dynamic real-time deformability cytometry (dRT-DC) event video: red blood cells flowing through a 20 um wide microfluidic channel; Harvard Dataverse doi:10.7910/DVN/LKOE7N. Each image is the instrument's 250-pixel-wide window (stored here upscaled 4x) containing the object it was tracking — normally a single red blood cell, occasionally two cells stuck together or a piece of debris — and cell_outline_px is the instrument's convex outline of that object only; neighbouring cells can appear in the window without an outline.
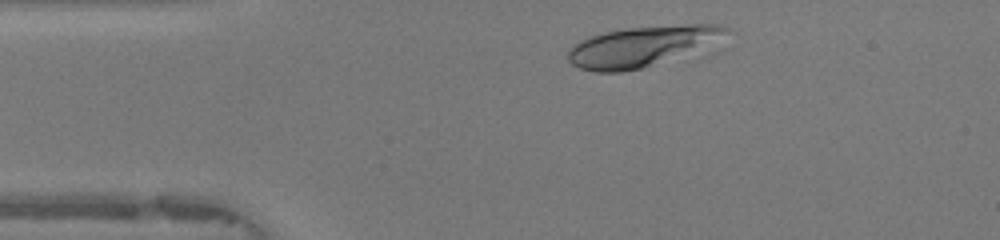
{"species": "human", "species_latin": "Homo sapiens", "temperature_condition": "warm", "stored_images_in_passage": 33, "camera_frame_rate_fps": 3000, "um_per_image_px": 0.085, "donor": {"sex": "female"}, "frame": {"image": 1, "passage_image": 3, "time_ms": 0.667, "image_size_px": [1000, 240], "cell_outline_px": [[728, 28], [724, 48], [712, 52], [644, 68], [620, 72], [596, 72], [580, 68], [572, 64], [568, 60], [568, 48], [572, 44], [588, 36], [604, 32], [628, 28], [688, 24], [716, 24]], "centroid_in_image_um": [54.85, 3.97], "position_along_channel_um": 30.1, "area_um2": 39.77}}
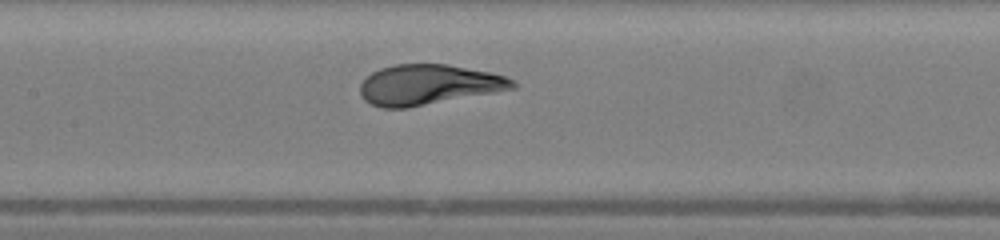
{"frame": {"image": 2, "passage_image": 16, "time_ms": 5.0, "image_size_px": [1000, 240], "cell_outline_px": [[516, 88], [408, 108], [380, 108], [364, 100], [360, 92], [360, 84], [372, 72], [380, 68], [396, 64], [448, 64], [492, 72], [504, 76], [512, 80], [516, 84]], "centroid_in_image_um": [36.41, 7.2], "position_along_channel_um": 171.0, "area_um2": 35.72}}
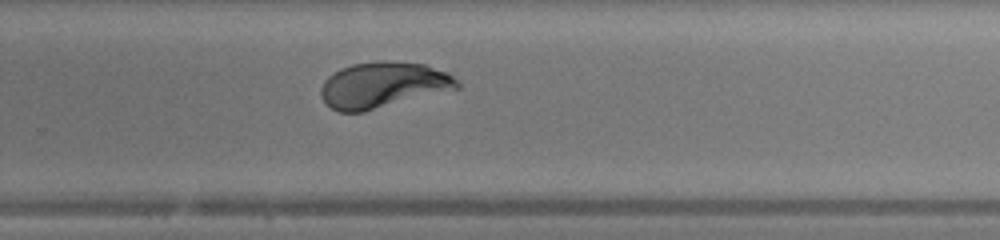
{"frame": {"image": 3, "passage_image": 25, "time_ms": 8.0, "image_size_px": [1000, 240], "cell_outline_px": [[460, 88], [364, 112], [340, 112], [332, 108], [320, 96], [320, 88], [324, 80], [328, 76], [340, 68], [352, 64], [380, 60], [388, 60], [424, 64], [444, 72], [452, 76], [460, 84]], "centroid_in_image_um": [32.53, 7.22], "position_along_channel_um": 297.3, "area_um2": 36.47}}